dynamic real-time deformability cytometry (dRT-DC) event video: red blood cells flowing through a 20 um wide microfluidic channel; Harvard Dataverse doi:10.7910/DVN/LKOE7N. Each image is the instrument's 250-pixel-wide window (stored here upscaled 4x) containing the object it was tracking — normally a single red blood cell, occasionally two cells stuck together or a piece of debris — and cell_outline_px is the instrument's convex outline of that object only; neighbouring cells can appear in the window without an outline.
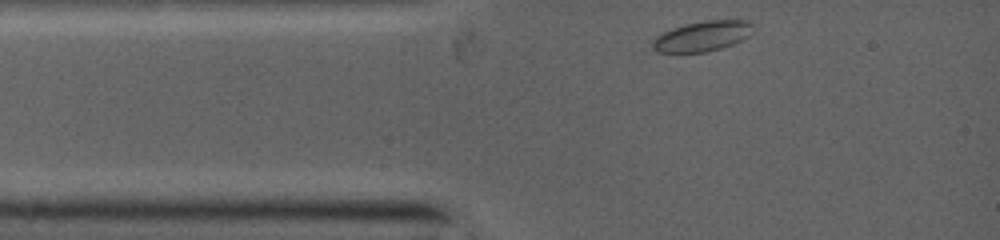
{"species": "common noctule bat (a hibernating species)", "species_latin": "Nyctalus noctula", "temperature_condition": "warm", "stored_images_in_passage": 7, "camera_frame_rate_fps": 5000, "um_per_image_px": 0.085, "animal": {"sex": "female", "body_mass_g": 19.0, "forearm_length_mm": 53.3}, "frame": {"image": 1, "passage_image": 1, "time_ms": 0.0, "image_size_px": [1000, 240], "cell_outline_px": [[752, 24], [744, 36], [740, 40], [732, 44], [720, 48], [704, 52], [660, 52], [652, 44], [652, 40], [656, 36], [672, 28], [684, 24], [704, 20], [752, 20]], "centroid_in_image_um": [59.65, 3.06], "position_along_channel_um": 25.4, "area_um2": 17.17}}
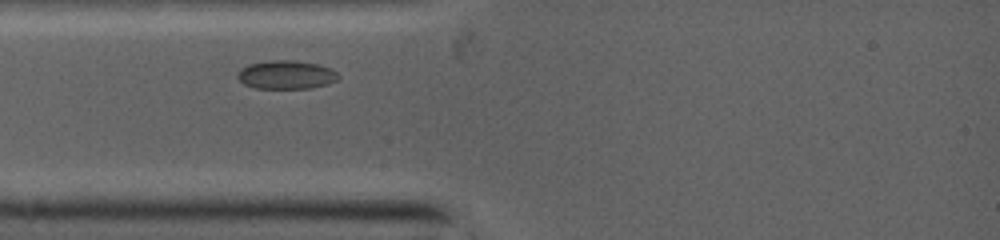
{"frame": {"image": 2, "passage_image": 5, "time_ms": 1.2, "image_size_px": [1000, 240], "cell_outline_px": [[340, 76], [336, 80], [328, 84], [308, 88], [256, 88], [244, 84], [236, 76], [240, 68], [248, 64], [268, 60], [292, 60], [316, 64], [328, 68], [336, 72]], "centroid_in_image_um": [24.28, 6.35], "position_along_channel_um": 60.7, "area_um2": 16.65}}
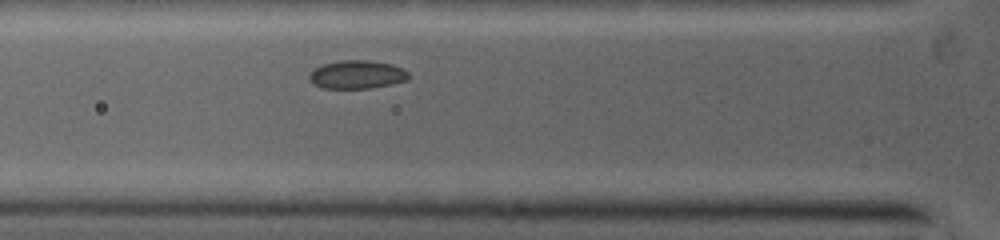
{"frame": {"image": 3, "passage_image": 7, "time_ms": 2.0, "image_size_px": [1000, 240], "cell_outline_px": [[408, 80], [368, 88], [324, 88], [316, 84], [308, 76], [316, 68], [324, 64], [344, 60], [368, 60], [392, 64], [408, 72]], "centroid_in_image_um": [30.37, 6.33], "position_along_channel_um": 95.4, "area_um2": 15.9}}